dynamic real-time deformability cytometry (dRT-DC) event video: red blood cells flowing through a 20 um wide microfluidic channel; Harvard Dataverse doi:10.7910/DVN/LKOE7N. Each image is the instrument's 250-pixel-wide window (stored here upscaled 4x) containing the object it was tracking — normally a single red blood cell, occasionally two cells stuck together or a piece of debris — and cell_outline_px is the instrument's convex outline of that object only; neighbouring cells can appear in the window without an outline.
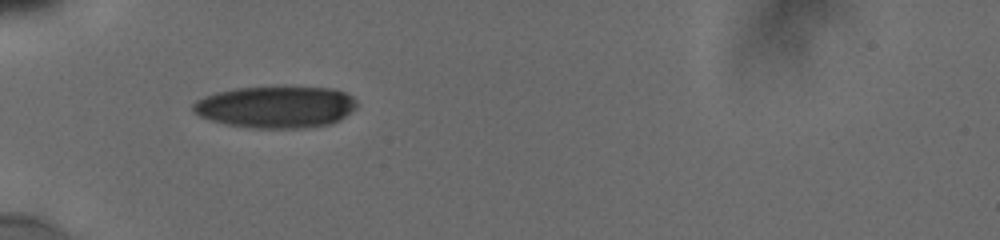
{"species": "human", "species_latin": "Homo sapiens", "temperature_condition": "cold", "stored_images_in_passage": 47, "camera_frame_rate_fps": 3000, "um_per_image_px": 0.085, "donor": {"sex": "male"}, "frame": {"image": 1, "passage_image": 1, "time_ms": 0.0, "image_size_px": [1000, 240], "cell_outline_px": [[356, 108], [352, 112], [340, 120], [332, 124], [300, 128], [252, 128], [228, 124], [212, 120], [200, 116], [192, 108], [192, 104], [196, 100], [204, 96], [216, 92], [236, 88], [332, 88], [344, 92], [352, 96], [356, 100]], "centroid_in_image_um": [23.47, 9.1], "position_along_channel_um": 61.5, "area_um2": 39.59}}
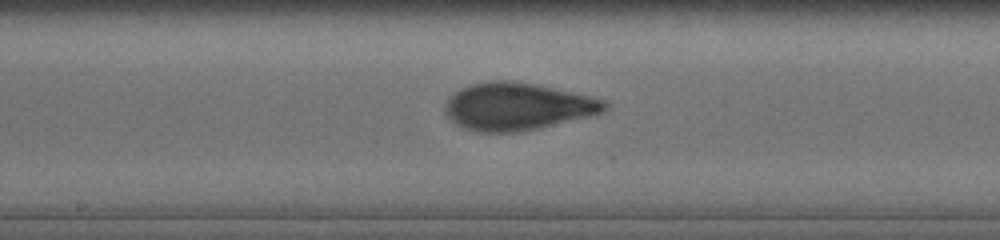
{"frame": {"image": 2, "passage_image": 19, "time_ms": 4.0, "image_size_px": [1000, 240], "cell_outline_px": [[608, 104], [600, 112], [588, 116], [536, 128], [516, 132], [480, 132], [456, 124], [444, 112], [444, 104], [448, 96], [452, 92], [468, 84], [488, 80], [512, 80], [552, 88], [604, 100]], "centroid_in_image_um": [43.85, 9.03], "position_along_channel_um": 204.3, "area_um2": 43.47}}
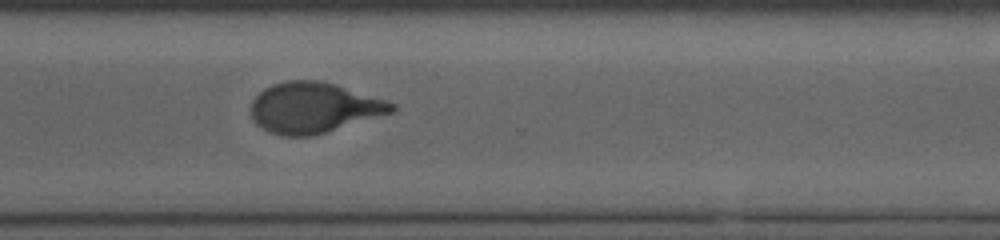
{"frame": {"image": 3, "passage_image": 46, "time_ms": 7.667, "image_size_px": [1000, 240], "cell_outline_px": [[396, 108], [392, 112], [312, 136], [280, 136], [268, 132], [256, 124], [252, 116], [252, 100], [264, 88], [272, 84], [288, 80], [320, 80], [336, 84], [396, 104]], "centroid_in_image_um": [26.63, 9.15], "position_along_channel_um": 344.0, "area_um2": 41.15}}